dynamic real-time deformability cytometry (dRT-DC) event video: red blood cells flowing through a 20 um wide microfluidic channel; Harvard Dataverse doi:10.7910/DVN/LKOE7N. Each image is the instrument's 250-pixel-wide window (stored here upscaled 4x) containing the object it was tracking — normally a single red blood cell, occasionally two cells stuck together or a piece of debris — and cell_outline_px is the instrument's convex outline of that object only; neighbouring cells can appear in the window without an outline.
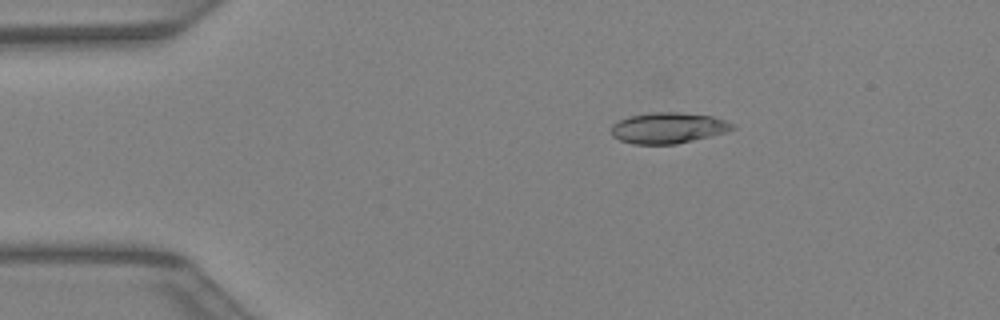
{"species": "Egyptian fruit bat (a non-hibernating species)", "species_latin": "Rousettus aegyptiacus", "temperature_condition": "warm", "stored_images_in_passage": 41, "camera_frame_rate_fps": 3000, "um_per_image_px": 0.085, "animal": {"sex": "female"}, "frame": {"image": 1, "passage_image": 7, "time_ms": 2.0, "image_size_px": [1000, 320], "cell_outline_px": [[736, 128], [724, 132], [676, 144], [632, 144], [620, 140], [612, 136], [612, 124], [628, 116], [652, 112], [680, 112], [712, 116], [736, 124]], "centroid_in_image_um": [56.78, 10.86], "position_along_channel_um": 28.2, "area_um2": 21.73}}
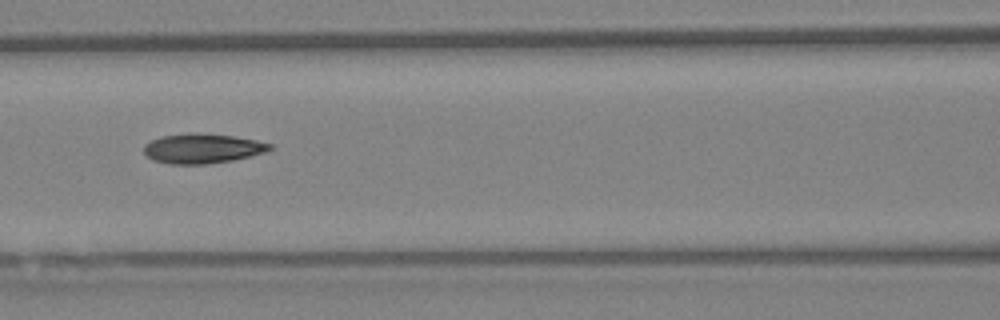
{"frame": {"image": 2, "passage_image": 18, "time_ms": 5.667, "image_size_px": [1000, 320], "cell_outline_px": [[272, 148], [264, 152], [232, 160], [204, 164], [168, 164], [152, 160], [144, 152], [144, 144], [160, 136], [196, 132], [232, 136], [256, 140], [272, 144]], "centroid_in_image_um": [17.16, 12.61], "position_along_channel_um": 149.4, "area_um2": 21.68}}
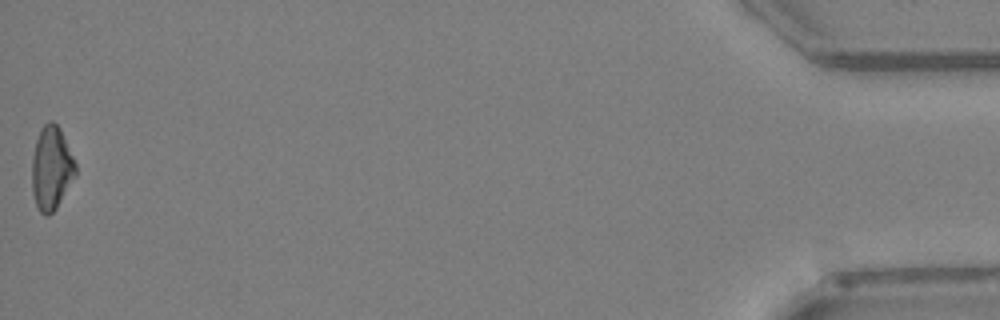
{"frame": {"image": 3, "passage_image": 41, "time_ms": 13.333, "image_size_px": [1000, 320], "cell_outline_px": [[76, 176], [56, 208], [48, 216], [44, 216], [40, 212], [36, 204], [32, 192], [32, 156], [36, 140], [40, 128], [48, 120], [52, 120], [60, 128], [76, 164]], "centroid_in_image_um": [4.36, 14.29], "position_along_channel_um": 430.8, "area_um2": 21.33}}